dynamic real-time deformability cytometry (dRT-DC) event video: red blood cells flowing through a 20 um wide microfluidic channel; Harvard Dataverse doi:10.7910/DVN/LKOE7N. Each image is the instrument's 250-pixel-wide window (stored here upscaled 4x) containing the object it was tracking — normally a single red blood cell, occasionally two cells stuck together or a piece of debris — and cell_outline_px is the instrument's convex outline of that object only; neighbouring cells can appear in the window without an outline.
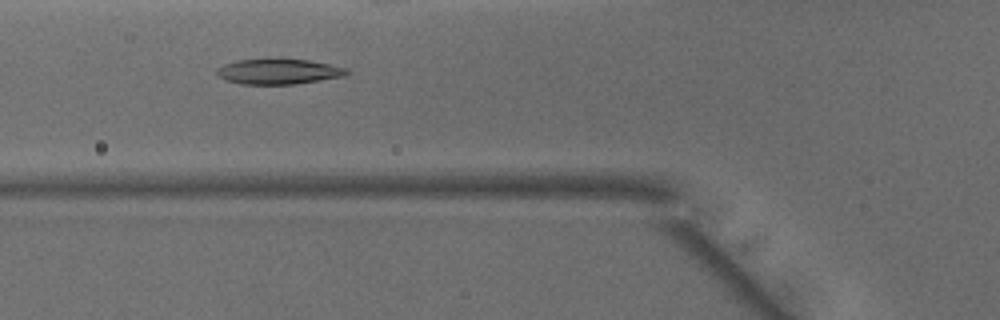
{"species": "common noctule bat (a hibernating species)", "species_latin": "Nyctalus noctula", "temperature_condition": "warm", "stored_images_in_passage": 36, "camera_frame_rate_fps": 3000, "um_per_image_px": 0.085, "animal": {"sex": "male", "body_mass_g": 15.6}, "frame": {"image": 1, "passage_image": 7, "time_ms": 2.0, "image_size_px": [1000, 320], "cell_outline_px": [[352, 72], [348, 76], [296, 84], [240, 84], [228, 80], [220, 76], [216, 72], [216, 68], [224, 64], [236, 60], [276, 56], [280, 56], [308, 60], [348, 68]], "centroid_in_image_um": [23.73, 6.04], "position_along_channel_um": 102.1, "area_um2": 20.11}}
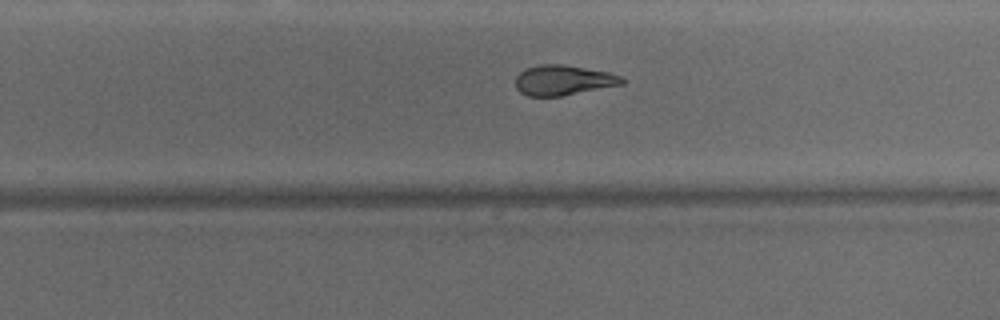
{"frame": {"image": 2, "passage_image": 20, "time_ms": 6.333, "image_size_px": [1000, 320], "cell_outline_px": [[628, 80], [624, 84], [560, 96], [528, 96], [520, 92], [516, 88], [516, 76], [524, 68], [540, 64], [560, 64], [608, 72], [620, 76]], "centroid_in_image_um": [47.87, 6.81], "position_along_channel_um": 281.9, "area_um2": 18.67}}
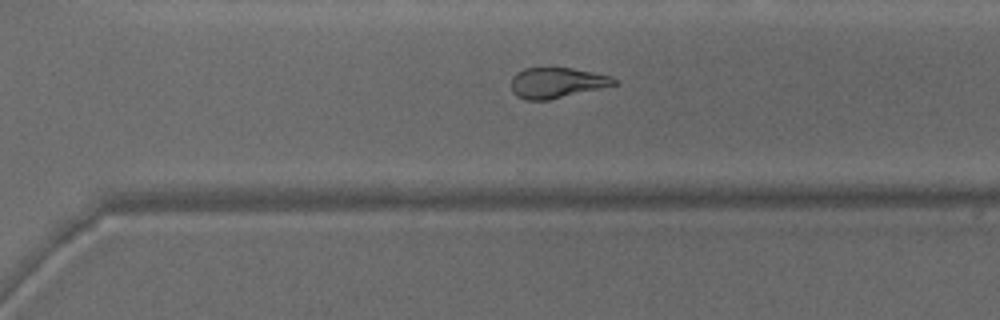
{"frame": {"image": 3, "passage_image": 23, "time_ms": 7.333, "image_size_px": [1000, 320], "cell_outline_px": [[620, 84], [548, 100], [528, 100], [516, 96], [512, 92], [512, 76], [516, 72], [524, 68], [572, 68], [592, 72], [608, 76], [616, 80]], "centroid_in_image_um": [47.31, 7.04], "position_along_channel_um": 323.3, "area_um2": 18.21}, "authors_computed_cell_mechanics": {"area_um2": 18.8428, "velocity_mm_per_s": 4.1483, "shape_relaxation_time_tau1_ms": 4.9837, "shape_relaxation_time_tau2_ms": 3.571, "deformation_change_tau1": 0.182, "deformation_change_tau2": 0.117}}